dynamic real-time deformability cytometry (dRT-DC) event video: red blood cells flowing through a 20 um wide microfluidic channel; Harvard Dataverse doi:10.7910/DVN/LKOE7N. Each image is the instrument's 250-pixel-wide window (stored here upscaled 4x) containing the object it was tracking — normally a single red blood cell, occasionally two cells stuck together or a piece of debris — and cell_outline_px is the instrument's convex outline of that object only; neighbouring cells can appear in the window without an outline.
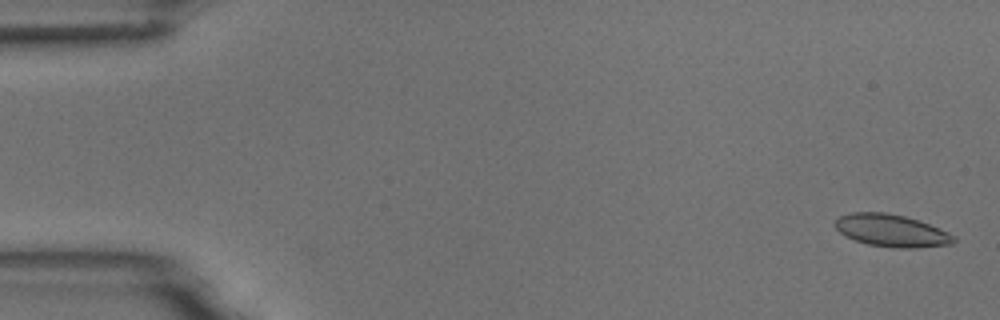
{"species": "common noctule bat (a hibernating species)", "species_latin": "Nyctalus noctula", "temperature_condition": "room temperature", "stored_images_in_passage": 18, "camera_frame_rate_fps": 3000, "um_per_image_px": 0.085, "animal": {"sex": "male", "body_mass_g": 18.8}, "frame": {"image": 1, "passage_image": 2, "time_ms": 0.333, "image_size_px": [1000, 320], "cell_outline_px": [[956, 240], [952, 244], [916, 248], [896, 248], [868, 244], [844, 236], [836, 228], [836, 220], [840, 216], [852, 212], [884, 212], [904, 216], [928, 224], [948, 232], [956, 236]], "centroid_in_image_um": [75.79, 19.61], "position_along_channel_um": 9.2, "area_um2": 22.2}}